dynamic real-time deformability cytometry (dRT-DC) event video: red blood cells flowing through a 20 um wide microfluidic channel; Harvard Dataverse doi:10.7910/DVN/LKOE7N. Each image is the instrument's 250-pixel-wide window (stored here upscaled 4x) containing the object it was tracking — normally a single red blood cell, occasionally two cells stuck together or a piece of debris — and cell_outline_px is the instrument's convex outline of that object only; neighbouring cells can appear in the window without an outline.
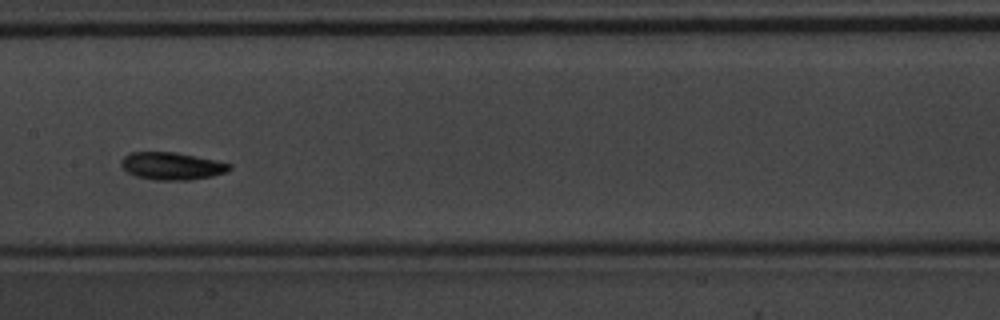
{"species": "common noctule bat (a hibernating species)", "species_latin": "Nyctalus noctula", "temperature_condition": "warm", "stored_images_in_passage": 36, "camera_frame_rate_fps": 3000, "um_per_image_px": 0.085, "animal": {"sex": "male", "body_mass_g": 20.1, "forearm_length_mm": 53.5}, "frame": {"image": 1, "passage_image": 11, "time_ms": 3.333, "image_size_px": [1000, 320], "cell_outline_px": [[232, 168], [228, 172], [212, 176], [188, 180], [156, 180], [136, 176], [128, 172], [120, 164], [120, 160], [124, 156], [132, 152], [176, 152], [232, 164]], "centroid_in_image_um": [14.61, 14.11], "position_along_channel_um": 192.8, "area_um2": 17.28}, "authors_computed_cell_mechanics": {"area_um2": 16.0684, "velocity_mm_per_s": 3.9531, "shape_relaxation_time_tau1_ms": 0.9101, "shape_relaxation_time_tau2_ms": null, "deformation_change_tau1": 0.0986, "deformation_change_tau2": null}}